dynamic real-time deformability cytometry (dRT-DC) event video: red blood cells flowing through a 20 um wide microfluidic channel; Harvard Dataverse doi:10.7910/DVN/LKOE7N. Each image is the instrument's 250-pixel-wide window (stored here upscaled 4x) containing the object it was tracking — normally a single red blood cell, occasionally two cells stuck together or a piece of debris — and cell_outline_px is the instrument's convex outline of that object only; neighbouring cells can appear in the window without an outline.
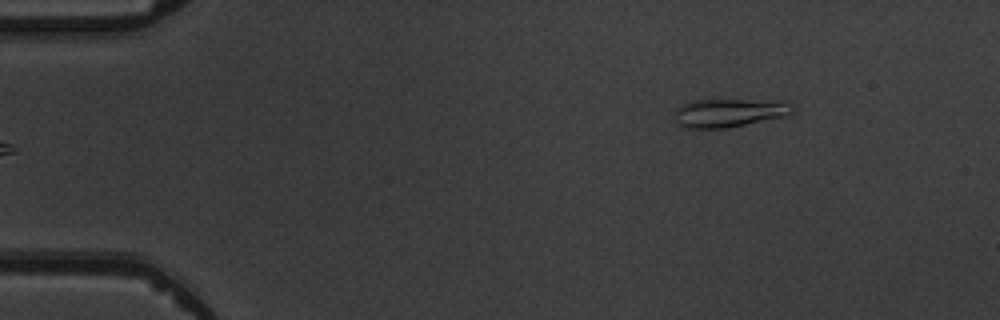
{"species": "common noctule bat (a hibernating species)", "species_latin": "Nyctalus noctula", "temperature_condition": "warm", "stored_images_in_passage": 4, "camera_frame_rate_fps": 3000, "um_per_image_px": 0.085, "animal": {"sex": "male", "body_mass_g": 19.5, "forearm_length_mm": 54.6}, "frame": {"image": 1, "passage_image": 4, "time_ms": 4.333, "image_size_px": [1000, 320], "cell_outline_px": [[792, 112], [784, 116], [724, 128], [684, 128], [676, 124], [676, 108], [680, 104], [692, 100], [788, 100], [792, 104]], "centroid_in_image_um": [61.95, 9.57], "position_along_channel_um": 23.0, "area_um2": 19.54}}